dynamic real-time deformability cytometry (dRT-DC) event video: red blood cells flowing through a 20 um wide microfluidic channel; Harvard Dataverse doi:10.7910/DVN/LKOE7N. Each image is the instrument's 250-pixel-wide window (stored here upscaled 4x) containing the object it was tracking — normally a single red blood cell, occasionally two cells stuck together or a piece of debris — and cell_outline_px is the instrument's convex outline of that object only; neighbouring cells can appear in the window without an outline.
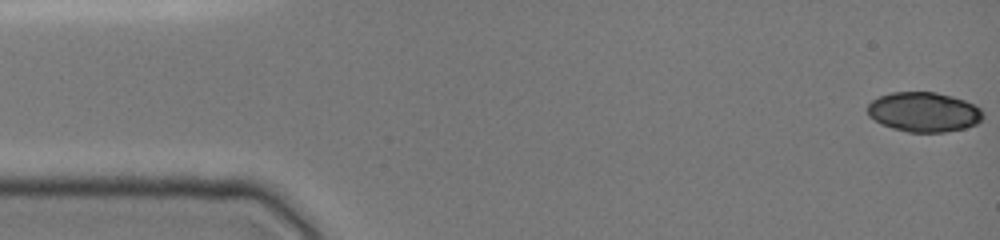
{"species": "common noctule bat (a hibernating species)", "species_latin": "Nyctalus noctula", "temperature_condition": "cold", "stored_images_in_passage": 47, "camera_frame_rate_fps": 3000, "um_per_image_px": 0.085, "animal": {"sex": "female", "body_mass_g": 19.0, "forearm_length_mm": 51.5}, "frame": {"image": 1, "passage_image": 1, "time_ms": 0.0, "image_size_px": [1000, 240], "cell_outline_px": [[984, 116], [976, 124], [964, 128], [944, 132], [908, 132], [892, 128], [880, 124], [868, 116], [868, 104], [872, 100], [880, 96], [892, 92], [936, 92], [952, 96], [964, 100], [980, 108], [984, 112]], "centroid_in_image_um": [78.51, 9.52], "position_along_channel_um": 6.5, "area_um2": 26.76}}
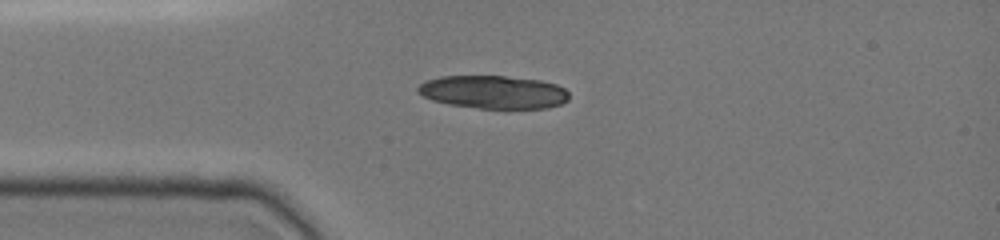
{"frame": {"image": 2, "passage_image": 12, "time_ms": 3.667, "image_size_px": [1000, 240], "cell_outline_px": [[568, 100], [560, 104], [548, 108], [480, 108], [448, 104], [432, 100], [416, 92], [416, 88], [424, 80], [440, 76], [504, 76], [540, 80], [556, 84], [564, 88], [568, 92]], "centroid_in_image_um": [41.91, 7.82], "position_along_channel_um": 43.1, "area_um2": 29.19}}
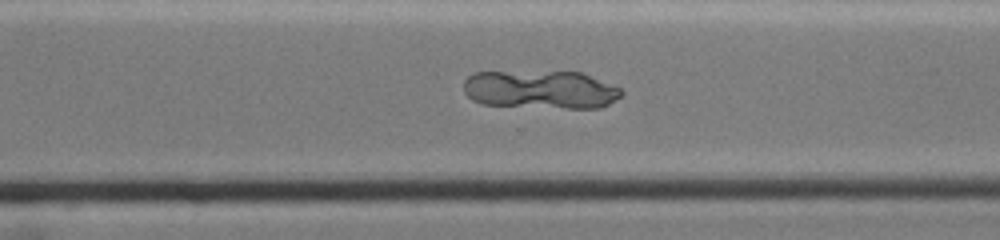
{"frame": {"image": 3, "passage_image": 34, "time_ms": 11.0, "image_size_px": [1000, 240], "cell_outline_px": [[624, 92], [620, 96], [608, 104], [600, 108], [568, 108], [480, 104], [472, 100], [464, 92], [464, 80], [468, 76], [476, 72], [580, 72], [620, 88]], "centroid_in_image_um": [45.92, 7.62], "position_along_channel_um": 324.7, "area_um2": 34.97}}